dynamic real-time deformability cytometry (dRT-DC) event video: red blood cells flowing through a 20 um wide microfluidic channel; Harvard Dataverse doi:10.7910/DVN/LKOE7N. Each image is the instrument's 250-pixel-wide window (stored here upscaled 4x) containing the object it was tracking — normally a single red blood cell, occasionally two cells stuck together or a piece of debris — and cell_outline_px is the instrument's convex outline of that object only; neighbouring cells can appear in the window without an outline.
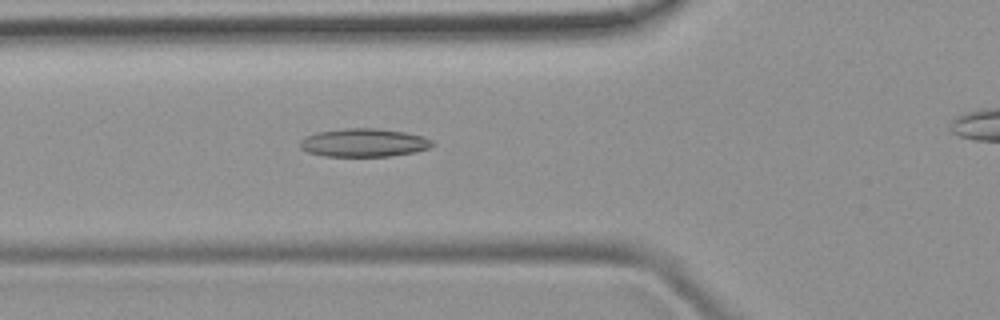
{"species": "common noctule bat (a hibernating species)", "species_latin": "Nyctalus noctula", "temperature_condition": "room temperature", "stored_images_in_passage": 40, "camera_frame_rate_fps": 3000, "um_per_image_px": 0.085, "animal": {"sex": "female", "body_mass_g": 19.9}, "frame": {"image": 1, "passage_image": 14, "time_ms": 4.333, "image_size_px": [1000, 320], "cell_outline_px": [[436, 144], [428, 148], [412, 152], [388, 156], [324, 156], [308, 152], [300, 148], [300, 140], [304, 136], [316, 132], [344, 128], [376, 128], [404, 132], [424, 136], [432, 140]], "centroid_in_image_um": [30.9, 12.12], "position_along_channel_um": 94.9, "area_um2": 21.85}}
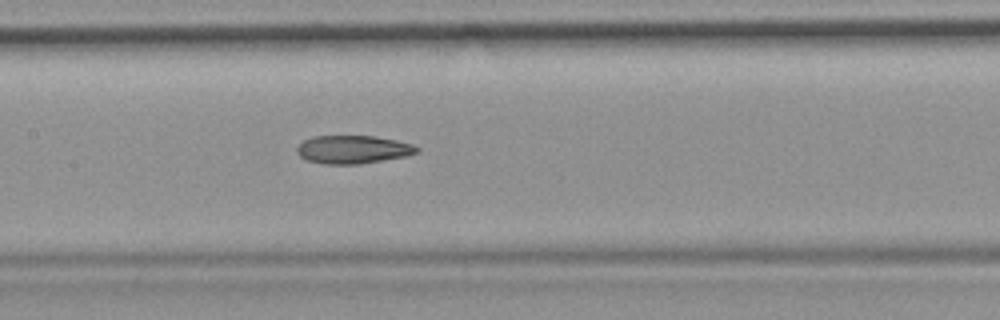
{"frame": {"image": 2, "passage_image": 20, "time_ms": 6.333, "image_size_px": [1000, 320], "cell_outline_px": [[420, 152], [408, 156], [360, 164], [324, 164], [308, 160], [300, 156], [296, 152], [296, 148], [304, 140], [312, 136], [372, 136], [396, 140], [412, 144], [420, 148]], "centroid_in_image_um": [30.03, 12.71], "position_along_channel_um": 177.4, "area_um2": 19.77}}
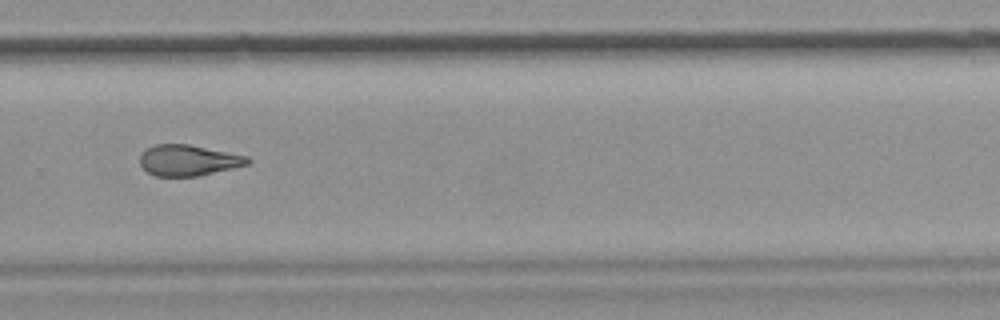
{"frame": {"image": 3, "passage_image": 30, "time_ms": 9.667, "image_size_px": [1000, 320], "cell_outline_px": [[252, 160], [248, 164], [232, 168], [196, 176], [156, 176], [148, 172], [140, 164], [140, 156], [148, 148], [156, 144], [188, 144], [248, 156]], "centroid_in_image_um": [16.02, 13.62], "position_along_channel_um": 313.8, "area_um2": 19.13}}